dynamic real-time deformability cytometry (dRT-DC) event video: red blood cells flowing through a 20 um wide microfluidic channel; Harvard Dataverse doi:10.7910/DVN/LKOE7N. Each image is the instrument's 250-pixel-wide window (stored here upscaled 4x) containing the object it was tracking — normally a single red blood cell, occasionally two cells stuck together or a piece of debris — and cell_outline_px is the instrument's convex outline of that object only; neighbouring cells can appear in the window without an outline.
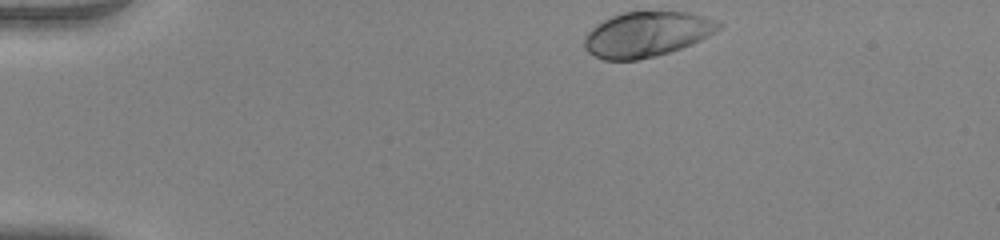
{"species": "human", "species_latin": "Homo sapiens", "temperature_condition": "warm", "stored_images_in_passage": 44, "camera_frame_rate_fps": 3000, "um_per_image_px": 0.085, "donor": {"sex": "female"}, "frame": {"image": 1, "passage_image": 1, "time_ms": 0.0, "image_size_px": [1000, 240], "cell_outline_px": [[724, 24], [720, 28], [700, 40], [692, 44], [656, 56], [636, 60], [604, 60], [588, 52], [584, 48], [584, 36], [596, 24], [612, 16], [624, 12], [688, 12], [704, 16], [716, 20]], "centroid_in_image_um": [54.96, 2.91], "position_along_channel_um": 30.0, "area_um2": 35.14}}
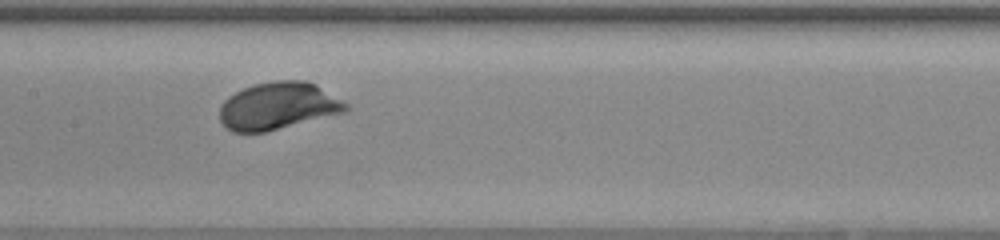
{"frame": {"image": 2, "passage_image": 19, "time_ms": 6.0, "image_size_px": [1000, 240], "cell_outline_px": [[348, 108], [344, 112], [264, 132], [232, 132], [220, 120], [220, 104], [228, 96], [244, 88], [256, 84], [276, 80], [304, 80], [316, 84], [348, 104]], "centroid_in_image_um": [23.62, 9.0], "position_along_channel_um": 183.8, "area_um2": 34.39}}
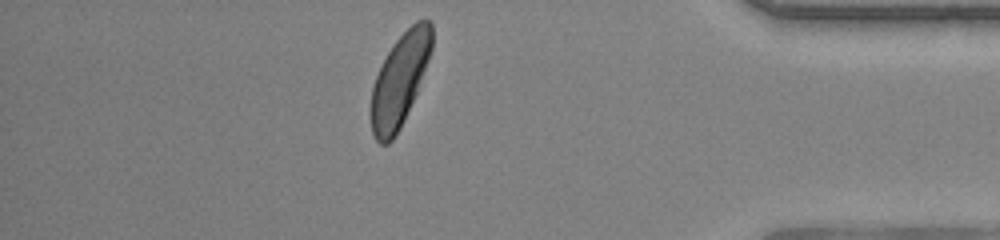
{"frame": {"image": 3, "passage_image": 38, "time_ms": 12.333, "image_size_px": [1000, 240], "cell_outline_px": [[432, 48], [428, 60], [416, 92], [404, 120], [396, 136], [388, 144], [380, 144], [372, 136], [368, 112], [368, 108], [372, 88], [376, 76], [392, 44], [416, 20], [432, 20]], "centroid_in_image_um": [33.93, 6.86], "position_along_channel_um": 401.3, "area_um2": 32.83}, "authors_computed_cell_mechanics": {"area_um2": 33.9864, "velocity_mm_per_s": 3.8945, "shape_relaxation_time_tau1_ms": 2.236, "shape_relaxation_time_tau2_ms": null, "deformation_change_tau1": 0.1729, "deformation_change_tau2": null}}